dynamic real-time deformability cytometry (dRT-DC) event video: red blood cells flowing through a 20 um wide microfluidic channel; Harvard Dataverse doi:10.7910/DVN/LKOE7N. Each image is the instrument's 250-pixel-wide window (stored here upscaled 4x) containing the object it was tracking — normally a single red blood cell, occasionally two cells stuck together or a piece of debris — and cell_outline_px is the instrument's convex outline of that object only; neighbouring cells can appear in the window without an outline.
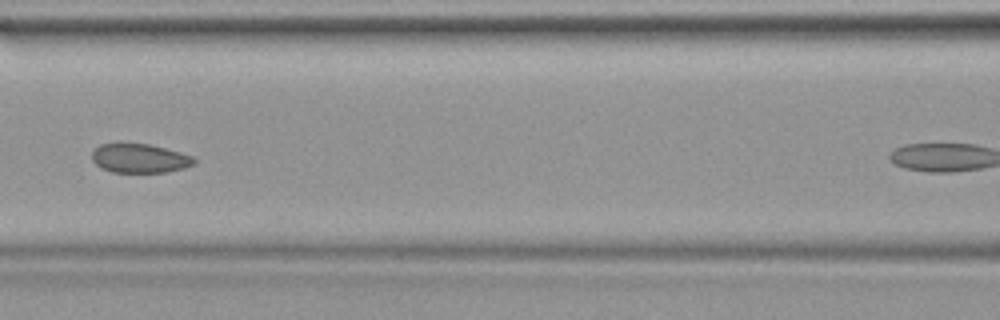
{"species": "common noctule bat (a hibernating species)", "species_latin": "Nyctalus noctula", "temperature_condition": "warm", "stored_images_in_passage": 20, "camera_frame_rate_fps": 3000, "um_per_image_px": 0.085, "animal": {"sex": "female", "body_mass_g": 19.9}, "frame": {"image": 1, "passage_image": 15, "time_ms": 4.667, "image_size_px": [1000, 320], "cell_outline_px": [[196, 164], [184, 168], [164, 172], [112, 172], [100, 168], [92, 160], [92, 152], [100, 144], [116, 140], [120, 140], [148, 144], [180, 152], [192, 156], [196, 160]], "centroid_in_image_um": [11.81, 13.41], "position_along_channel_um": 154.8, "area_um2": 17.92}}
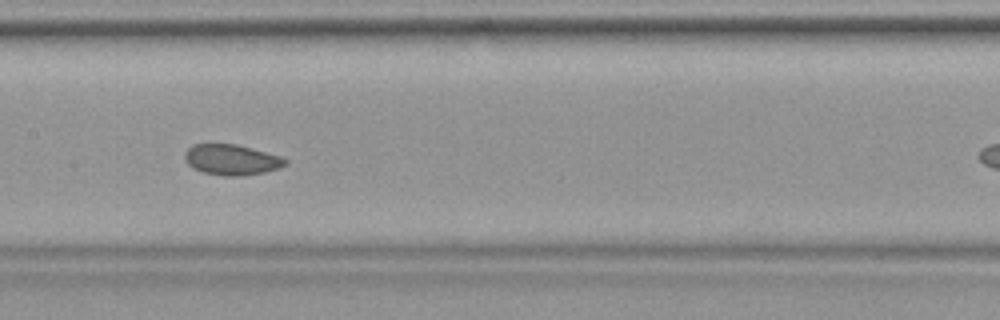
{"frame": {"image": 2, "passage_image": 17, "time_ms": 5.333, "image_size_px": [1000, 320], "cell_outline_px": [[288, 164], [264, 172], [240, 176], [224, 176], [204, 172], [192, 168], [184, 160], [184, 152], [192, 144], [236, 144], [280, 156], [288, 160]], "centroid_in_image_um": [19.64, 13.57], "position_along_channel_um": 187.8, "area_um2": 17.86}}